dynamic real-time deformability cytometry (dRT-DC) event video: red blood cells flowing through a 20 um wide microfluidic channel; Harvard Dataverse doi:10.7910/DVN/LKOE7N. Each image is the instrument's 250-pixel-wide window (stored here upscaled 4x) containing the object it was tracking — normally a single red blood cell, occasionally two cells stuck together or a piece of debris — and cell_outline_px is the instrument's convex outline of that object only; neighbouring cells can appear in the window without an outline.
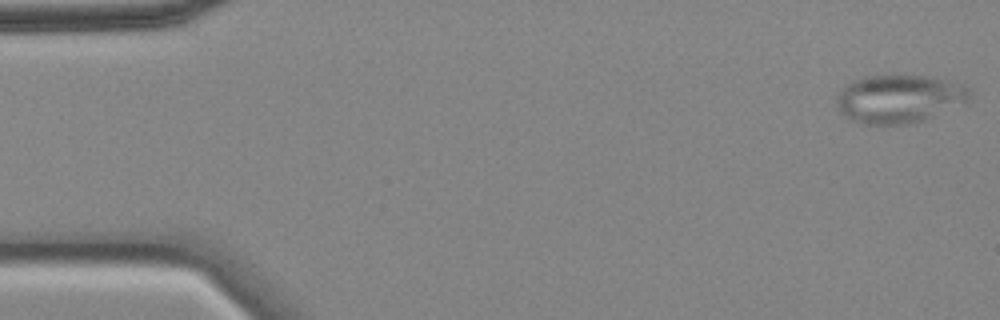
{"species": "common noctule bat (a hibernating species)", "species_latin": "Nyctalus noctula", "temperature_condition": "cold", "stored_images_in_passage": 56, "camera_frame_rate_fps": 3000, "um_per_image_px": 0.085, "animal": {"sex": "female", "body_mass_g": 18.4}, "frame": {"image": 1, "passage_image": 1, "time_ms": 0.0, "image_size_px": [1000, 320], "cell_outline_px": [[972, 100], [968, 104], [924, 120], [912, 124], [860, 124], [852, 120], [840, 112], [836, 104], [836, 96], [852, 80], [864, 76], [888, 72], [892, 72], [928, 76], [944, 80], [968, 88], [972, 92]], "centroid_in_image_um": [76.46, 8.37], "position_along_channel_um": 8.5, "area_um2": 38.67}}
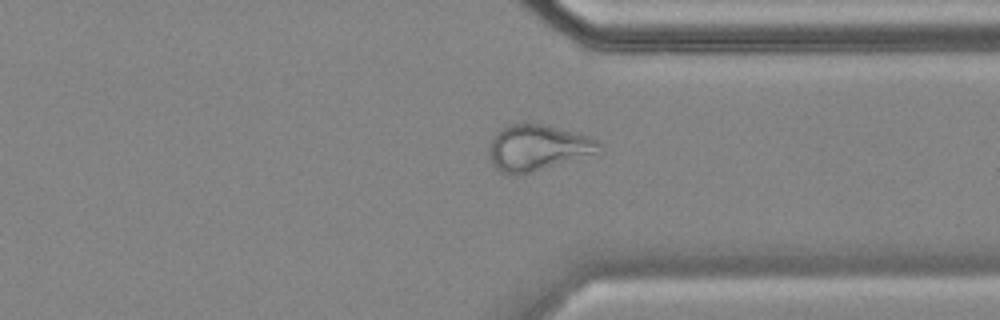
{"frame": {"image": 2, "passage_image": 42, "time_ms": 13.667, "image_size_px": [1000, 320], "cell_outline_px": [[604, 152], [600, 156], [520, 176], [512, 176], [500, 172], [492, 164], [492, 140], [500, 128], [512, 124], [544, 124], [588, 136], [604, 144]], "centroid_in_image_um": [45.89, 12.63], "position_along_channel_um": 365.5, "area_um2": 30.52}}
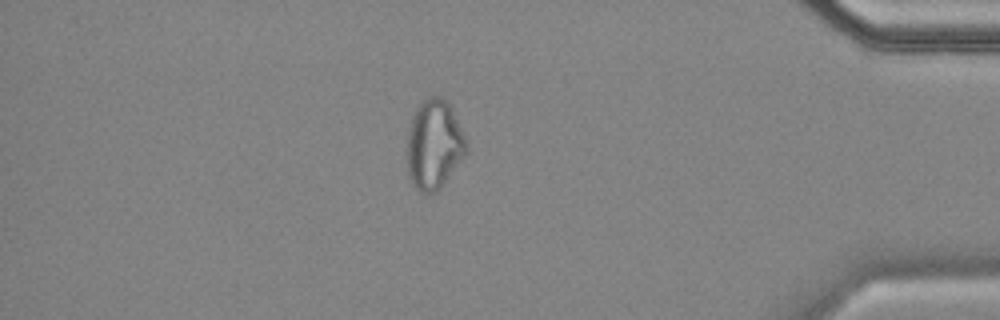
{"frame": {"image": 3, "passage_image": 48, "time_ms": 15.667, "image_size_px": [1000, 320], "cell_outline_px": [[468, 152], [440, 188], [432, 192], [420, 192], [412, 184], [408, 176], [408, 132], [412, 116], [416, 108], [428, 96], [440, 96], [452, 108], [464, 136]], "centroid_in_image_um": [36.89, 12.29], "position_along_channel_um": 398.3, "area_um2": 30.52}}